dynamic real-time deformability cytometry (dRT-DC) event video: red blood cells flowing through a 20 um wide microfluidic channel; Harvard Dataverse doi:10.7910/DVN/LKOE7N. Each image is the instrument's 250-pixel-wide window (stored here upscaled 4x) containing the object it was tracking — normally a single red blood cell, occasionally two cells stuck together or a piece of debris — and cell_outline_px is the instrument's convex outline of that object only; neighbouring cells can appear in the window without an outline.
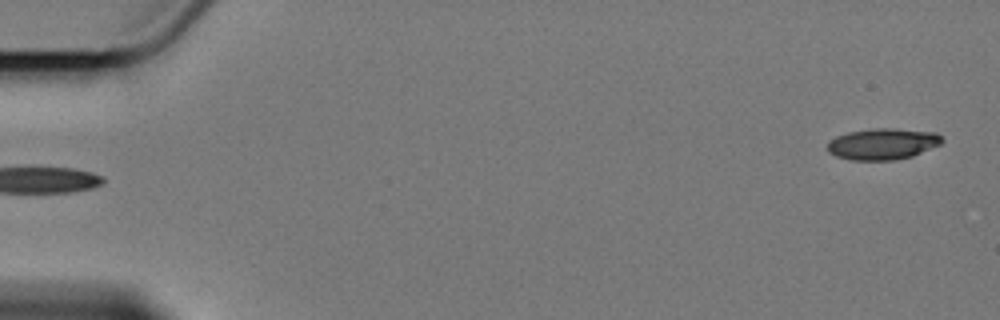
{"species": "Egyptian fruit bat (a non-hibernating species)", "species_latin": "Rousettus aegyptiacus", "temperature_condition": "cold", "stored_images_in_passage": 6, "segment_of_instrument_passage": [2, 2], "camera_frame_rate_fps": 3000, "um_per_image_px": 0.085, "animal": {"sex": "female"}, "frame": {"image": 1, "passage_image": 6, "time_ms": 7.667, "image_size_px": [1000, 320], "cell_outline_px": [[944, 140], [940, 144], [912, 156], [896, 160], [848, 160], [836, 156], [828, 152], [828, 140], [836, 136], [848, 132], [872, 128], [892, 128], [936, 132]], "centroid_in_image_um": [75.0, 12.23], "position_along_channel_um": 10.0, "area_um2": 20.98}}